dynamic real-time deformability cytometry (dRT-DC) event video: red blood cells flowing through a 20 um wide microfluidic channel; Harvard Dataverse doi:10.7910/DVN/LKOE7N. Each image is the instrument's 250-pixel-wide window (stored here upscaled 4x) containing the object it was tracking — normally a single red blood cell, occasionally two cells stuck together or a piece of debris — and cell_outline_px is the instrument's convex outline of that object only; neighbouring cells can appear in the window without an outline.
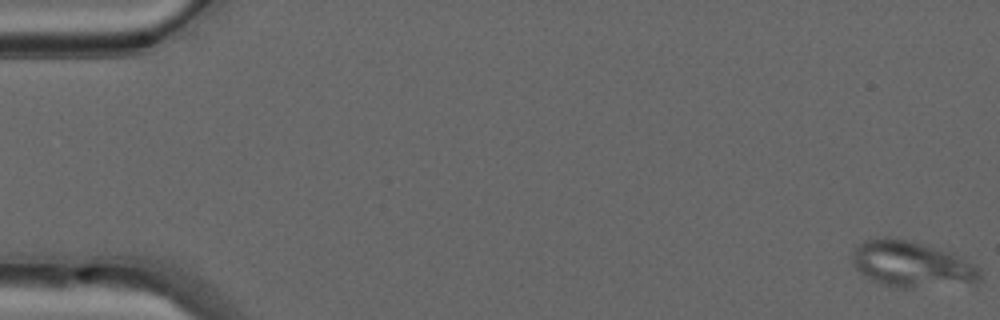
{"species": "common noctule bat (a hibernating species)", "species_latin": "Nyctalus noctula", "temperature_condition": "warm", "stored_images_in_passage": 50, "camera_frame_rate_fps": 3000, "um_per_image_px": 0.085, "animal": {"sex": "male", "forearm_length_mm": 52.5}, "frame": {"image": 1, "passage_image": 1, "time_ms": 0.0, "image_size_px": [1000, 320], "cell_outline_px": [[980, 280], [976, 284], [908, 288], [896, 288], [880, 284], [864, 276], [852, 264], [852, 252], [856, 244], [864, 240], [884, 236], [888, 236], [908, 240], [948, 252], [960, 256], [980, 268]], "centroid_in_image_um": [77.47, 22.47], "position_along_channel_um": 7.5, "area_um2": 34.74}}
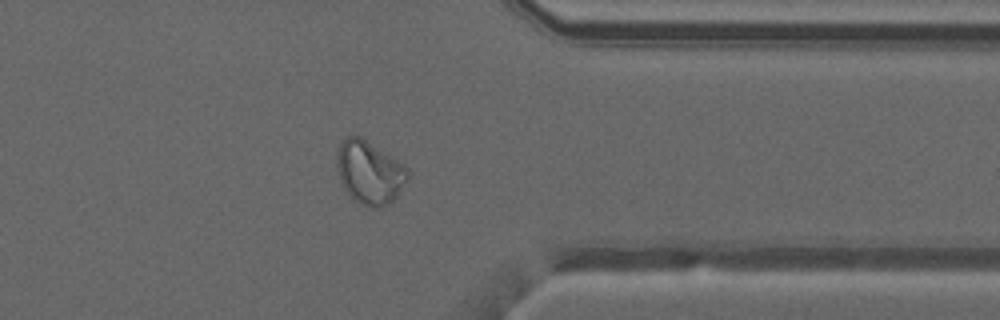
{"frame": {"image": 2, "passage_image": 40, "time_ms": 13.0, "image_size_px": [1000, 320], "cell_outline_px": [[408, 176], [396, 196], [388, 204], [380, 208], [368, 208], [352, 200], [340, 184], [336, 164], [336, 152], [344, 136], [360, 136], [404, 164], [408, 168]], "centroid_in_image_um": [31.35, 14.67], "position_along_channel_um": 380.0, "area_um2": 26.36}}
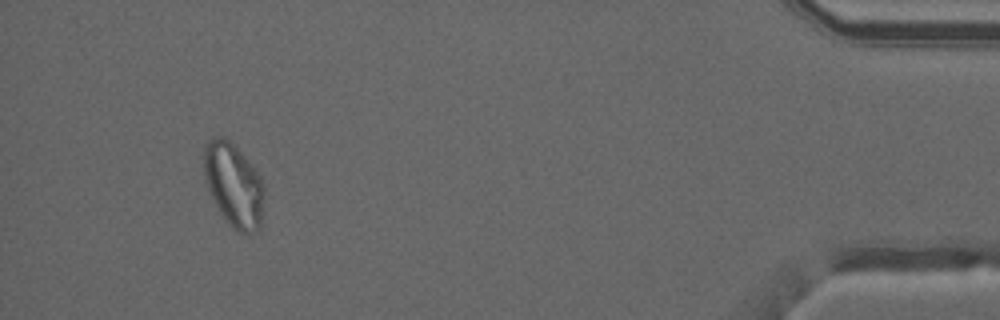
{"frame": {"image": 3, "passage_image": 47, "time_ms": 15.333, "image_size_px": [1000, 320], "cell_outline_px": [[264, 192], [260, 228], [248, 232], [240, 232], [228, 224], [220, 212], [204, 180], [204, 144], [208, 140], [220, 136], [228, 140], [240, 152], [260, 176], [264, 184]], "centroid_in_image_um": [19.85, 15.72], "position_along_channel_um": 415.4, "area_um2": 28.84}}